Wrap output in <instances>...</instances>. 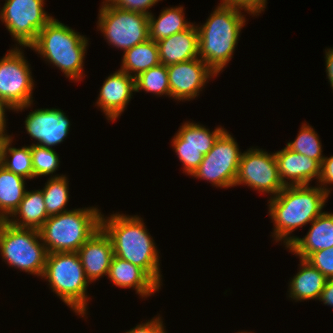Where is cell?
<instances>
[{"label":"cell","mask_w":333,"mask_h":333,"mask_svg":"<svg viewBox=\"0 0 333 333\" xmlns=\"http://www.w3.org/2000/svg\"><path fill=\"white\" fill-rule=\"evenodd\" d=\"M97 207L78 208L49 216L39 229L49 253L78 252L80 247L101 228Z\"/></svg>","instance_id":"5b68a950"},{"label":"cell","mask_w":333,"mask_h":333,"mask_svg":"<svg viewBox=\"0 0 333 333\" xmlns=\"http://www.w3.org/2000/svg\"><path fill=\"white\" fill-rule=\"evenodd\" d=\"M172 139V147L183 163V172L189 176L199 167L204 155L213 147L214 142L225 131L216 127L212 132L204 125L186 121L180 126Z\"/></svg>","instance_id":"4fadbf2b"},{"label":"cell","mask_w":333,"mask_h":333,"mask_svg":"<svg viewBox=\"0 0 333 333\" xmlns=\"http://www.w3.org/2000/svg\"><path fill=\"white\" fill-rule=\"evenodd\" d=\"M12 141V136L9 135L4 142L2 149V166L25 179H33L30 146H23L21 148L12 147Z\"/></svg>","instance_id":"4316f807"},{"label":"cell","mask_w":333,"mask_h":333,"mask_svg":"<svg viewBox=\"0 0 333 333\" xmlns=\"http://www.w3.org/2000/svg\"><path fill=\"white\" fill-rule=\"evenodd\" d=\"M247 185L259 192L275 197L285 186L278 174V165L273 153L259 148H249L240 158L234 186Z\"/></svg>","instance_id":"7c38bea8"},{"label":"cell","mask_w":333,"mask_h":333,"mask_svg":"<svg viewBox=\"0 0 333 333\" xmlns=\"http://www.w3.org/2000/svg\"><path fill=\"white\" fill-rule=\"evenodd\" d=\"M8 134H0V165H2V149Z\"/></svg>","instance_id":"ab89813d"},{"label":"cell","mask_w":333,"mask_h":333,"mask_svg":"<svg viewBox=\"0 0 333 333\" xmlns=\"http://www.w3.org/2000/svg\"><path fill=\"white\" fill-rule=\"evenodd\" d=\"M327 279L333 278V247L310 254L306 259Z\"/></svg>","instance_id":"1f68e13d"},{"label":"cell","mask_w":333,"mask_h":333,"mask_svg":"<svg viewBox=\"0 0 333 333\" xmlns=\"http://www.w3.org/2000/svg\"><path fill=\"white\" fill-rule=\"evenodd\" d=\"M33 178L51 175L59 168L60 158L52 148L31 144Z\"/></svg>","instance_id":"4dcf8cb0"},{"label":"cell","mask_w":333,"mask_h":333,"mask_svg":"<svg viewBox=\"0 0 333 333\" xmlns=\"http://www.w3.org/2000/svg\"><path fill=\"white\" fill-rule=\"evenodd\" d=\"M144 224L137 215H101V228L112 242L114 256L139 266L161 287L160 252Z\"/></svg>","instance_id":"6da1fadb"},{"label":"cell","mask_w":333,"mask_h":333,"mask_svg":"<svg viewBox=\"0 0 333 333\" xmlns=\"http://www.w3.org/2000/svg\"><path fill=\"white\" fill-rule=\"evenodd\" d=\"M274 155L278 174L284 186L309 185L313 178L319 181L321 164L317 160L293 152L287 147L275 152Z\"/></svg>","instance_id":"e0dca14e"},{"label":"cell","mask_w":333,"mask_h":333,"mask_svg":"<svg viewBox=\"0 0 333 333\" xmlns=\"http://www.w3.org/2000/svg\"><path fill=\"white\" fill-rule=\"evenodd\" d=\"M329 194L322 190L318 184L288 185L275 197L268 200L269 215L274 224L272 237L283 241L286 248L296 238L290 236L298 227L311 223L323 213Z\"/></svg>","instance_id":"7a4b0ae2"},{"label":"cell","mask_w":333,"mask_h":333,"mask_svg":"<svg viewBox=\"0 0 333 333\" xmlns=\"http://www.w3.org/2000/svg\"><path fill=\"white\" fill-rule=\"evenodd\" d=\"M78 254L90 283L108 275L114 252L112 242L102 228L80 247Z\"/></svg>","instance_id":"ac0fdd59"},{"label":"cell","mask_w":333,"mask_h":333,"mask_svg":"<svg viewBox=\"0 0 333 333\" xmlns=\"http://www.w3.org/2000/svg\"><path fill=\"white\" fill-rule=\"evenodd\" d=\"M183 6L163 9L156 18L154 14L148 15L149 39L158 42L169 36L188 29L193 23L185 20Z\"/></svg>","instance_id":"cb8c5ba5"},{"label":"cell","mask_w":333,"mask_h":333,"mask_svg":"<svg viewBox=\"0 0 333 333\" xmlns=\"http://www.w3.org/2000/svg\"><path fill=\"white\" fill-rule=\"evenodd\" d=\"M333 247V213L323 212L311 222V227L303 238L296 237L287 247L301 259L310 254Z\"/></svg>","instance_id":"ffe728a7"},{"label":"cell","mask_w":333,"mask_h":333,"mask_svg":"<svg viewBox=\"0 0 333 333\" xmlns=\"http://www.w3.org/2000/svg\"><path fill=\"white\" fill-rule=\"evenodd\" d=\"M108 4L123 10L149 15V8L161 0H105ZM148 9V10H147Z\"/></svg>","instance_id":"836d02e7"},{"label":"cell","mask_w":333,"mask_h":333,"mask_svg":"<svg viewBox=\"0 0 333 333\" xmlns=\"http://www.w3.org/2000/svg\"><path fill=\"white\" fill-rule=\"evenodd\" d=\"M161 316L148 320L146 323H140L136 327L125 333H166Z\"/></svg>","instance_id":"d590c367"},{"label":"cell","mask_w":333,"mask_h":333,"mask_svg":"<svg viewBox=\"0 0 333 333\" xmlns=\"http://www.w3.org/2000/svg\"><path fill=\"white\" fill-rule=\"evenodd\" d=\"M10 217L11 218H8L6 221L15 227L39 230L49 218L45 208L42 190H26L18 208Z\"/></svg>","instance_id":"603a6c76"},{"label":"cell","mask_w":333,"mask_h":333,"mask_svg":"<svg viewBox=\"0 0 333 333\" xmlns=\"http://www.w3.org/2000/svg\"><path fill=\"white\" fill-rule=\"evenodd\" d=\"M170 97L175 100H192L217 74L199 57L167 66Z\"/></svg>","instance_id":"5bb4252c"},{"label":"cell","mask_w":333,"mask_h":333,"mask_svg":"<svg viewBox=\"0 0 333 333\" xmlns=\"http://www.w3.org/2000/svg\"><path fill=\"white\" fill-rule=\"evenodd\" d=\"M291 151L305 155L310 159L317 160L322 164L325 156L322 154V144L319 135L312 126L302 124L296 139L286 145Z\"/></svg>","instance_id":"f546056e"},{"label":"cell","mask_w":333,"mask_h":333,"mask_svg":"<svg viewBox=\"0 0 333 333\" xmlns=\"http://www.w3.org/2000/svg\"><path fill=\"white\" fill-rule=\"evenodd\" d=\"M45 0H6L0 9L1 22L19 46L30 47L39 31L53 18L44 10Z\"/></svg>","instance_id":"8fae6325"},{"label":"cell","mask_w":333,"mask_h":333,"mask_svg":"<svg viewBox=\"0 0 333 333\" xmlns=\"http://www.w3.org/2000/svg\"><path fill=\"white\" fill-rule=\"evenodd\" d=\"M42 278L77 315L86 316L90 281L85 275L78 252H56L47 255Z\"/></svg>","instance_id":"8992f818"},{"label":"cell","mask_w":333,"mask_h":333,"mask_svg":"<svg viewBox=\"0 0 333 333\" xmlns=\"http://www.w3.org/2000/svg\"><path fill=\"white\" fill-rule=\"evenodd\" d=\"M24 122L26 132L37 141L35 145L47 148L63 142L71 126L68 117L59 108L36 109L29 112Z\"/></svg>","instance_id":"9a60e30c"},{"label":"cell","mask_w":333,"mask_h":333,"mask_svg":"<svg viewBox=\"0 0 333 333\" xmlns=\"http://www.w3.org/2000/svg\"><path fill=\"white\" fill-rule=\"evenodd\" d=\"M0 254L11 267L42 277L48 252L39 230L0 220Z\"/></svg>","instance_id":"52a82bcc"},{"label":"cell","mask_w":333,"mask_h":333,"mask_svg":"<svg viewBox=\"0 0 333 333\" xmlns=\"http://www.w3.org/2000/svg\"><path fill=\"white\" fill-rule=\"evenodd\" d=\"M300 259V270L291 278L288 294L293 300H319L327 278L305 259Z\"/></svg>","instance_id":"7402d4cb"},{"label":"cell","mask_w":333,"mask_h":333,"mask_svg":"<svg viewBox=\"0 0 333 333\" xmlns=\"http://www.w3.org/2000/svg\"><path fill=\"white\" fill-rule=\"evenodd\" d=\"M88 44L84 35L53 17L29 48L59 68L66 78L78 82L84 76L83 60Z\"/></svg>","instance_id":"277c9868"},{"label":"cell","mask_w":333,"mask_h":333,"mask_svg":"<svg viewBox=\"0 0 333 333\" xmlns=\"http://www.w3.org/2000/svg\"><path fill=\"white\" fill-rule=\"evenodd\" d=\"M319 187L330 194L331 189L327 188V184H333V156L325 157L321 164V175L319 178ZM326 186V187H325Z\"/></svg>","instance_id":"e575fe53"},{"label":"cell","mask_w":333,"mask_h":333,"mask_svg":"<svg viewBox=\"0 0 333 333\" xmlns=\"http://www.w3.org/2000/svg\"><path fill=\"white\" fill-rule=\"evenodd\" d=\"M136 92L140 90L146 93H155L154 95H166L170 97V86L167 66L159 64L152 67L135 77Z\"/></svg>","instance_id":"f1b7e54d"},{"label":"cell","mask_w":333,"mask_h":333,"mask_svg":"<svg viewBox=\"0 0 333 333\" xmlns=\"http://www.w3.org/2000/svg\"><path fill=\"white\" fill-rule=\"evenodd\" d=\"M241 155L235 138L225 130L191 176L207 180L216 187H234Z\"/></svg>","instance_id":"30bf717a"},{"label":"cell","mask_w":333,"mask_h":333,"mask_svg":"<svg viewBox=\"0 0 333 333\" xmlns=\"http://www.w3.org/2000/svg\"><path fill=\"white\" fill-rule=\"evenodd\" d=\"M241 10L218 5L206 23L197 25L198 56L217 75L226 67L233 53L246 19Z\"/></svg>","instance_id":"3957f363"},{"label":"cell","mask_w":333,"mask_h":333,"mask_svg":"<svg viewBox=\"0 0 333 333\" xmlns=\"http://www.w3.org/2000/svg\"><path fill=\"white\" fill-rule=\"evenodd\" d=\"M133 92H136L135 78L119 69L105 79L96 104L107 120L114 121L124 112Z\"/></svg>","instance_id":"2e32d148"},{"label":"cell","mask_w":333,"mask_h":333,"mask_svg":"<svg viewBox=\"0 0 333 333\" xmlns=\"http://www.w3.org/2000/svg\"><path fill=\"white\" fill-rule=\"evenodd\" d=\"M26 179L0 165V220H7L18 208L26 189Z\"/></svg>","instance_id":"d4e9b609"},{"label":"cell","mask_w":333,"mask_h":333,"mask_svg":"<svg viewBox=\"0 0 333 333\" xmlns=\"http://www.w3.org/2000/svg\"><path fill=\"white\" fill-rule=\"evenodd\" d=\"M157 43L161 64L185 62L198 58V30L192 24L188 29L173 34Z\"/></svg>","instance_id":"44dd1931"},{"label":"cell","mask_w":333,"mask_h":333,"mask_svg":"<svg viewBox=\"0 0 333 333\" xmlns=\"http://www.w3.org/2000/svg\"><path fill=\"white\" fill-rule=\"evenodd\" d=\"M66 175H55L47 180L42 190L45 208L49 216L66 212L65 207L69 202V185Z\"/></svg>","instance_id":"83f0119b"},{"label":"cell","mask_w":333,"mask_h":333,"mask_svg":"<svg viewBox=\"0 0 333 333\" xmlns=\"http://www.w3.org/2000/svg\"><path fill=\"white\" fill-rule=\"evenodd\" d=\"M159 64L161 62L157 43L148 39L124 52L120 70L135 78Z\"/></svg>","instance_id":"484cf974"},{"label":"cell","mask_w":333,"mask_h":333,"mask_svg":"<svg viewBox=\"0 0 333 333\" xmlns=\"http://www.w3.org/2000/svg\"><path fill=\"white\" fill-rule=\"evenodd\" d=\"M319 301H322L327 306L330 305L333 307V278L327 280Z\"/></svg>","instance_id":"8d00e7d4"},{"label":"cell","mask_w":333,"mask_h":333,"mask_svg":"<svg viewBox=\"0 0 333 333\" xmlns=\"http://www.w3.org/2000/svg\"><path fill=\"white\" fill-rule=\"evenodd\" d=\"M6 109L11 110V108L0 98V134H6Z\"/></svg>","instance_id":"f35d334b"},{"label":"cell","mask_w":333,"mask_h":333,"mask_svg":"<svg viewBox=\"0 0 333 333\" xmlns=\"http://www.w3.org/2000/svg\"><path fill=\"white\" fill-rule=\"evenodd\" d=\"M267 0H221L219 5L229 6L234 9L244 10L253 16L265 10Z\"/></svg>","instance_id":"d6a6232c"},{"label":"cell","mask_w":333,"mask_h":333,"mask_svg":"<svg viewBox=\"0 0 333 333\" xmlns=\"http://www.w3.org/2000/svg\"><path fill=\"white\" fill-rule=\"evenodd\" d=\"M107 276L115 286L133 288L142 298L161 288L142 268L117 256L112 257Z\"/></svg>","instance_id":"d6986e66"},{"label":"cell","mask_w":333,"mask_h":333,"mask_svg":"<svg viewBox=\"0 0 333 333\" xmlns=\"http://www.w3.org/2000/svg\"><path fill=\"white\" fill-rule=\"evenodd\" d=\"M102 3L97 28L109 45L125 52L149 39L148 15L120 9L105 0Z\"/></svg>","instance_id":"ba28073f"},{"label":"cell","mask_w":333,"mask_h":333,"mask_svg":"<svg viewBox=\"0 0 333 333\" xmlns=\"http://www.w3.org/2000/svg\"><path fill=\"white\" fill-rule=\"evenodd\" d=\"M17 45L0 59V98L11 110L19 112L33 103L35 83L29 63Z\"/></svg>","instance_id":"9c48e42d"},{"label":"cell","mask_w":333,"mask_h":333,"mask_svg":"<svg viewBox=\"0 0 333 333\" xmlns=\"http://www.w3.org/2000/svg\"><path fill=\"white\" fill-rule=\"evenodd\" d=\"M326 74L331 88L333 89V48L325 50Z\"/></svg>","instance_id":"74e56055"}]
</instances>
